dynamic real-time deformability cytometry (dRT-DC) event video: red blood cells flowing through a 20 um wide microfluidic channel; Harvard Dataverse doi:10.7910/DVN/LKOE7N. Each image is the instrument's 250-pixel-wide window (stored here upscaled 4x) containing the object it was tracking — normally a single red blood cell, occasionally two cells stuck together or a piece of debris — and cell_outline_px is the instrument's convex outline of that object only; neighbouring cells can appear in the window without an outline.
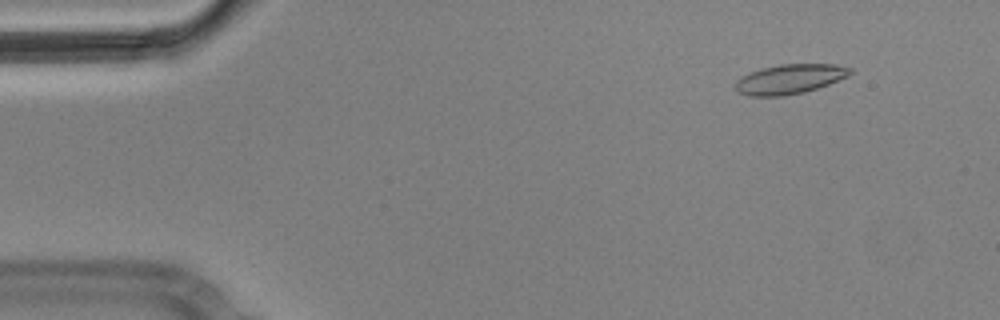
{"species": "Egyptian fruit bat (a non-hibernating species)", "species_latin": "Rousettus aegyptiacus", "temperature_condition": "cold", "stored_images_in_passage": 4, "camera_frame_rate_fps": 3000, "um_per_image_px": 0.085, "animal": {"sex": "male"}, "frame": {"image": 1, "passage_image": 2, "time_ms": 0.333, "image_size_px": [1000, 320], "cell_outline_px": [[852, 72], [848, 76], [828, 84], [804, 92], [784, 96], [748, 96], [736, 92], [736, 80], [760, 68], [780, 64], [836, 64], [852, 68]], "centroid_in_image_um": [67.13, 6.72], "position_along_channel_um": 17.9, "area_um2": 19.77}}